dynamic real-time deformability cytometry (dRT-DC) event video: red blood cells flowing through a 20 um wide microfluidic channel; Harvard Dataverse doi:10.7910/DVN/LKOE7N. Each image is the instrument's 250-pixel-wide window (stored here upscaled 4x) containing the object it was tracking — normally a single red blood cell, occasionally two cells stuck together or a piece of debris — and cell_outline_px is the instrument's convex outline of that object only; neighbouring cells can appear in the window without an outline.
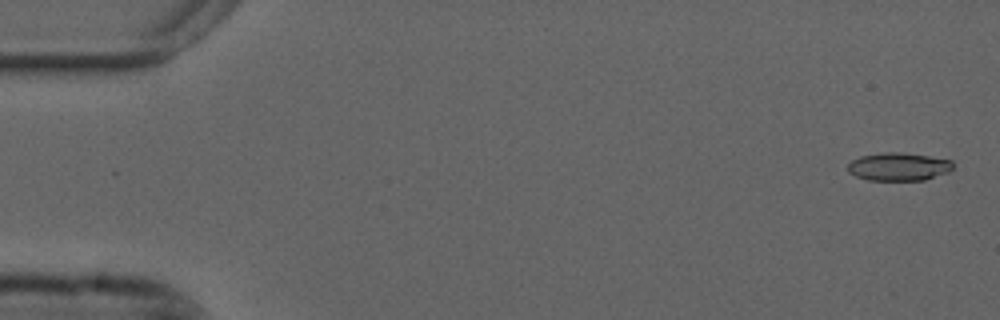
{"species": "common noctule bat (a hibernating species)", "species_latin": "Nyctalus noctula", "temperature_condition": "cold", "stored_images_in_passage": 12, "camera_frame_rate_fps": 3000, "um_per_image_px": 0.085, "animal": {"sex": "male", "forearm_length_mm": 52.5}, "frame": {"image": 1, "passage_image": 2, "time_ms": 0.333, "image_size_px": [1000, 320], "cell_outline_px": [[952, 168], [948, 172], [924, 180], [868, 180], [856, 176], [848, 172], [848, 164], [852, 160], [860, 156], [884, 152], [900, 152], [928, 156], [952, 160]], "centroid_in_image_um": [76.36, 14.16], "position_along_channel_um": 8.6, "area_um2": 17.11}}